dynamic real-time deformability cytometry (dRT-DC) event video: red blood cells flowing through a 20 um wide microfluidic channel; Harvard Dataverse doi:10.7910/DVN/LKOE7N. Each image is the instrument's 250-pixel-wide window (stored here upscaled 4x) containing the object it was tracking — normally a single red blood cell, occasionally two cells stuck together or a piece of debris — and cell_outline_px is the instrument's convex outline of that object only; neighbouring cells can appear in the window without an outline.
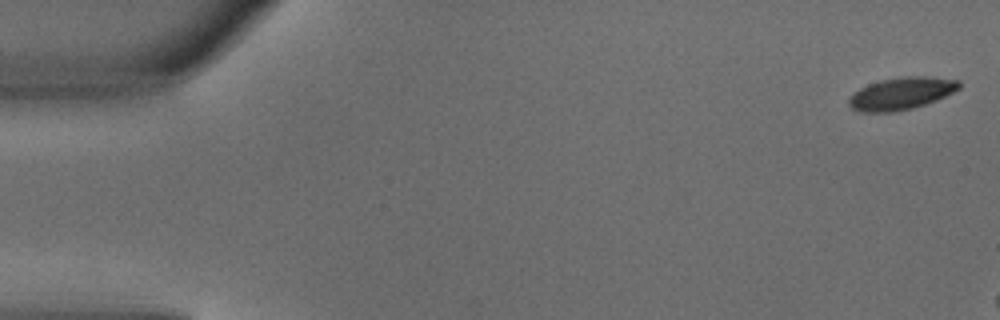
{"species": "common noctule bat (a hibernating species)", "species_latin": "Nyctalus noctula", "temperature_condition": "warm", "stored_images_in_passage": 3, "camera_frame_rate_fps": 3000, "um_per_image_px": 0.085, "animal": {"sex": "male", "body_mass_g": 18.8}, "frame": {"image": 1, "passage_image": 1, "time_ms": 0.0, "image_size_px": [1000, 320], "cell_outline_px": [[960, 88], [936, 100], [912, 108], [892, 112], [860, 112], [852, 108], [848, 104], [848, 100], [860, 88], [868, 84], [880, 80], [904, 76], [928, 76], [960, 80]], "centroid_in_image_um": [76.62, 7.94], "position_along_channel_um": 8.4, "area_um2": 20.58}}